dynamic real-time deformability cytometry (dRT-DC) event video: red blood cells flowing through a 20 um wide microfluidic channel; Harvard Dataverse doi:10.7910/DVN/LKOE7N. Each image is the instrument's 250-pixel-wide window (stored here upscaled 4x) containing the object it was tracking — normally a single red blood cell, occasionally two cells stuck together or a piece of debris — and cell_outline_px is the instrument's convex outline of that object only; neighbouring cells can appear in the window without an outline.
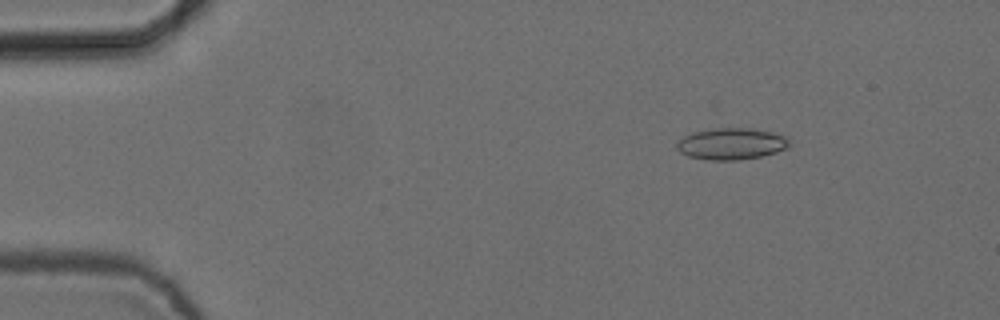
{"species": "common noctule bat (a hibernating species)", "species_latin": "Nyctalus noctula", "temperature_condition": "cold", "stored_images_in_passage": 8, "camera_frame_rate_fps": 3000, "um_per_image_px": 0.085, "animal": {"sex": "female", "body_mass_g": 24.6, "forearm_length_mm": 56.2}, "frame": {"image": 1, "passage_image": 2, "time_ms": 0.333, "image_size_px": [1000, 320], "cell_outline_px": [[788, 148], [776, 152], [760, 156], [740, 160], [708, 160], [688, 156], [680, 152], [676, 148], [676, 144], [684, 136], [692, 132], [712, 128], [752, 128], [772, 132], [788, 136]], "centroid_in_image_um": [62.16, 12.22], "position_along_channel_um": 22.8, "area_um2": 20.81}}
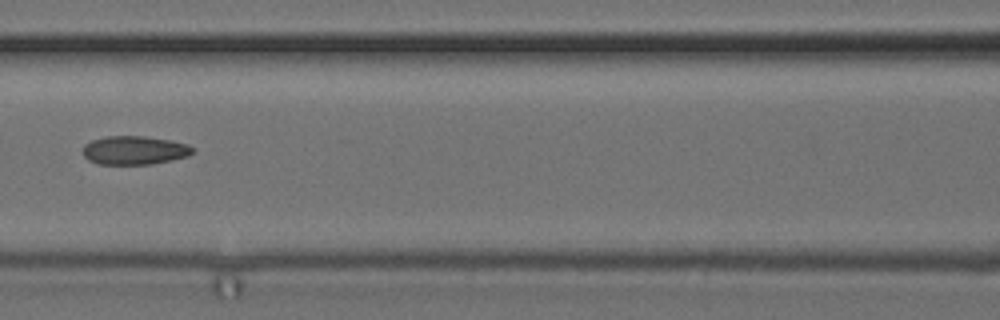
{"frame": {"image": 2, "passage_image": 6, "time_ms": 1.667, "image_size_px": [1000, 320], "cell_outline_px": [[196, 152], [188, 156], [172, 160], [152, 164], [96, 164], [88, 160], [84, 156], [84, 144], [92, 140], [104, 136], [144, 136], [172, 140], [188, 144], [196, 148]], "centroid_in_image_um": [11.48, 12.77], "position_along_channel_um": 155.1, "area_um2": 18.61}}
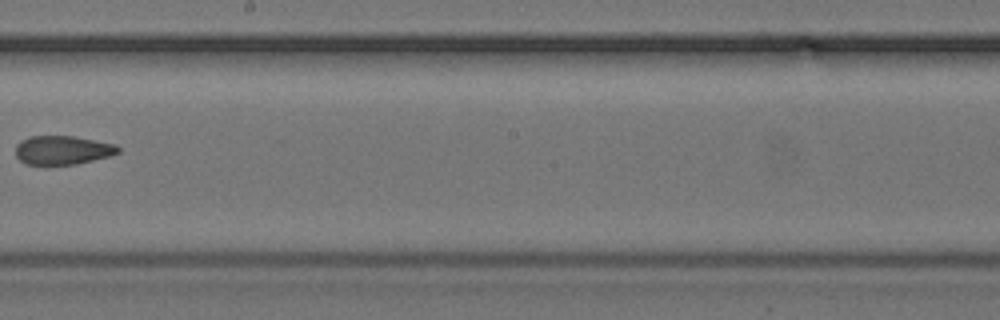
{"frame": {"image": 3, "passage_image": 8, "time_ms": 2.333, "image_size_px": [1000, 320], "cell_outline_px": [[120, 152], [108, 156], [76, 164], [24, 164], [16, 156], [16, 144], [20, 140], [28, 136], [72, 136], [116, 144], [120, 148]], "centroid_in_image_um": [5.29, 12.75], "position_along_channel_um": 242.9, "area_um2": 17.17}}